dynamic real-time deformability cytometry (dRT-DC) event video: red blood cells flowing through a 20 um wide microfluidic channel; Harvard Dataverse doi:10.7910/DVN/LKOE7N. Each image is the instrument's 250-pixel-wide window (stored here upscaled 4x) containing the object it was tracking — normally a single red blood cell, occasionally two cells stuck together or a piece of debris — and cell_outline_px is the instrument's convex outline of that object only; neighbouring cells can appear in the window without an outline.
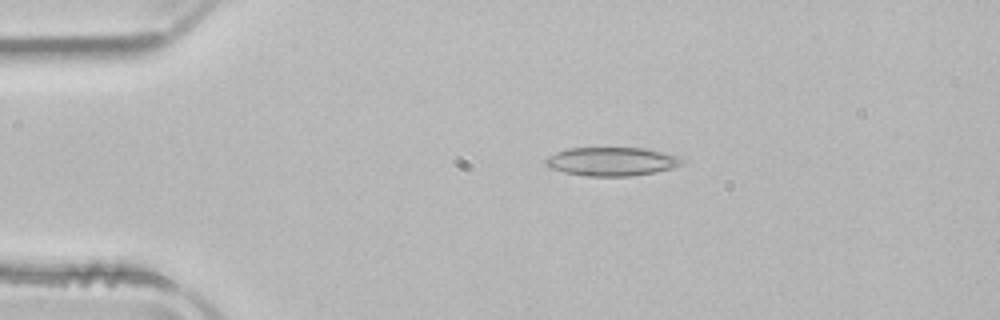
{"species": "common noctule bat (a hibernating species)", "species_latin": "Nyctalus noctula", "temperature_condition": "room temperature", "stored_images_in_passage": 42, "camera_frame_rate_fps": 3000, "um_per_image_px": 0.085, "animal": {"sex": "male", "body_mass_g": 21.5, "forearm_length_mm": 52.0}, "frame": {"image": 1, "passage_image": 1, "time_ms": 0.0, "image_size_px": [1000, 320], "cell_outline_px": [[688, 160], [684, 164], [672, 168], [656, 172], [632, 176], [584, 176], [564, 172], [548, 168], [544, 164], [544, 160], [548, 156], [556, 152], [568, 148], [644, 148], [664, 152]], "centroid_in_image_um": [52.0, 13.73], "position_along_channel_um": 33.0, "area_um2": 23.06}}
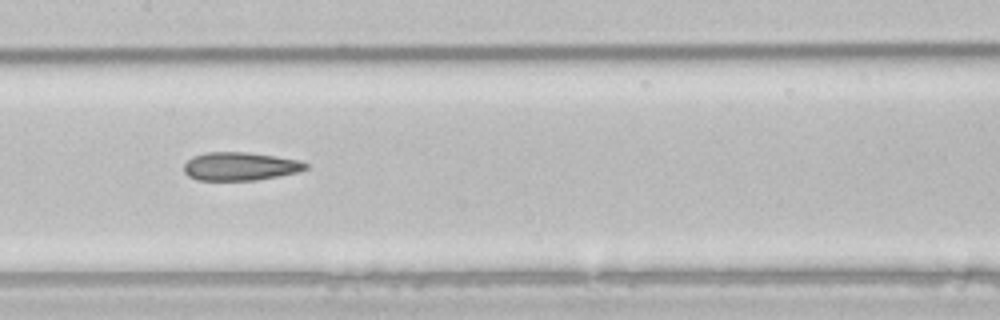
{"frame": {"image": 2, "passage_image": 16, "time_ms": 5.0, "image_size_px": [1000, 320], "cell_outline_px": [[308, 168], [300, 172], [256, 180], [196, 180], [188, 176], [184, 172], [184, 164], [192, 156], [204, 152], [248, 152], [300, 160], [308, 164]], "centroid_in_image_um": [20.41, 14.13], "position_along_channel_um": 187.0, "area_um2": 20.23}}
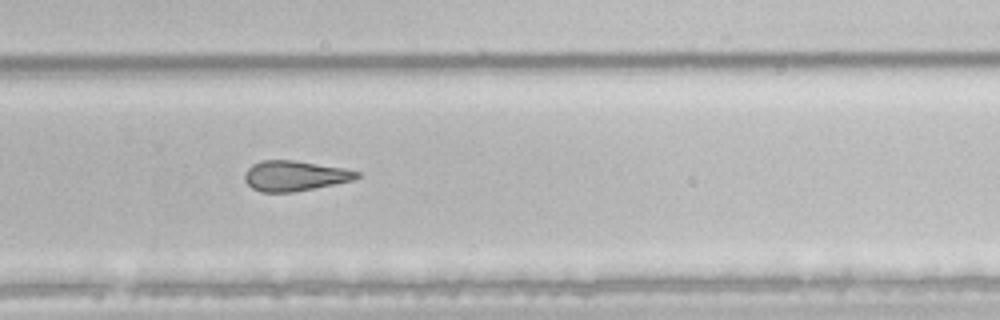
{"frame": {"image": 3, "passage_image": 25, "time_ms": 8.0, "image_size_px": [1000, 320], "cell_outline_px": [[360, 176], [352, 180], [292, 192], [260, 192], [252, 188], [244, 180], [244, 172], [252, 164], [260, 160], [292, 160], [344, 168], [360, 172]], "centroid_in_image_um": [24.99, 14.93], "position_along_channel_um": 304.8, "area_um2": 19.59}, "authors_computed_cell_mechanics": {"area_um2": 21.0392, "velocity_mm_per_s": 3.9521, "shape_relaxation_time_tau1_ms": null, "shape_relaxation_time_tau2_ms": 5.7763, "deformation_change_tau1": null, "deformation_change_tau2": 0.1617}}